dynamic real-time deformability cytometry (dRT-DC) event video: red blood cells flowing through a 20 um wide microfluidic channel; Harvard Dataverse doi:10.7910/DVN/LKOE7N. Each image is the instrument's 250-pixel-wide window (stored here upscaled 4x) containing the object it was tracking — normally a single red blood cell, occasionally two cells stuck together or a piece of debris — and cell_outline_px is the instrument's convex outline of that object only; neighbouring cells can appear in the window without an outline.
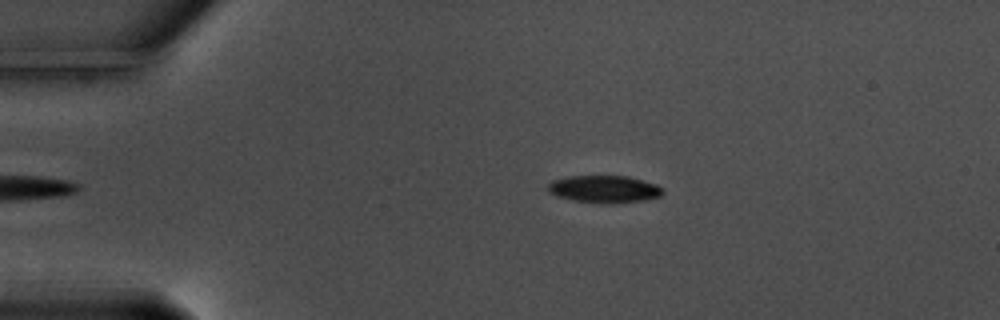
{"species": "common noctule bat (a hibernating species)", "species_latin": "Nyctalus noctula", "temperature_condition": "warm", "stored_images_in_passage": 40, "camera_frame_rate_fps": 3000, "um_per_image_px": 0.085, "animal": {"sex": "male", "body_mass_g": 17.5, "forearm_length_mm": 52.3}, "frame": {"image": 1, "passage_image": 2, "time_ms": 0.333, "image_size_px": [1000, 320], "cell_outline_px": [[664, 192], [660, 196], [644, 200], [616, 204], [604, 204], [572, 200], [556, 196], [548, 192], [548, 184], [552, 180], [568, 176], [628, 176], [656, 184], [664, 188]], "centroid_in_image_um": [51.36, 16.08], "position_along_channel_um": 33.6, "area_um2": 18.55}}
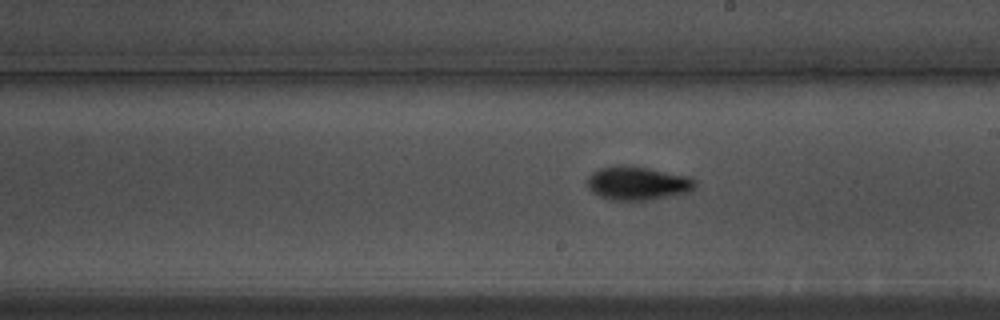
{"frame": {"image": 2, "passage_image": 23, "time_ms": 7.333, "image_size_px": [1000, 320], "cell_outline_px": [[696, 184], [688, 192], [648, 200], [612, 200], [600, 196], [592, 192], [588, 188], [588, 176], [592, 172], [600, 168], [648, 168], [688, 176], [696, 180]], "centroid_in_image_um": [54.2, 15.61], "position_along_channel_um": 234.8, "area_um2": 20.29}}
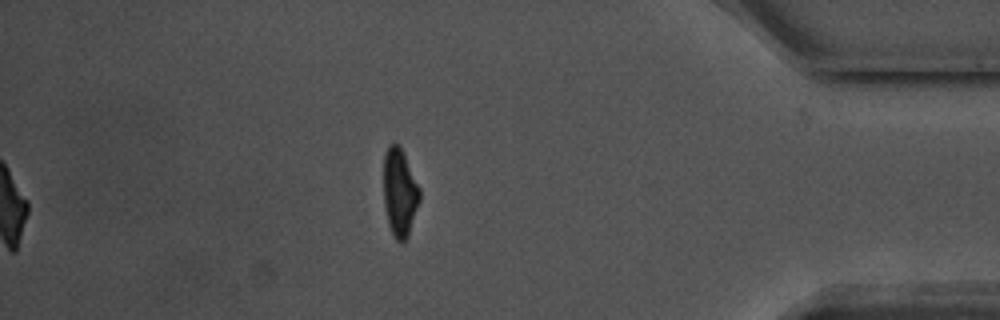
{"frame": {"image": 3, "passage_image": 40, "time_ms": 13.0, "image_size_px": [1000, 320], "cell_outline_px": [[420, 200], [408, 236], [400, 244], [396, 240], [388, 224], [384, 204], [384, 152], [388, 144], [400, 144], [404, 152], [420, 188]], "centroid_in_image_um": [33.98, 16.32], "position_along_channel_um": 401.2, "area_um2": 18.67}, "authors_computed_cell_mechanics": {"area_um2": 19.1318, "velocity_mm_per_s": 3.5797, "shape_relaxation_time_tau1_ms": 2.8318, "shape_relaxation_time_tau2_ms": 3.3278, "deformation_change_tau1": 0.1635, "deformation_change_tau2": 0.0852}}